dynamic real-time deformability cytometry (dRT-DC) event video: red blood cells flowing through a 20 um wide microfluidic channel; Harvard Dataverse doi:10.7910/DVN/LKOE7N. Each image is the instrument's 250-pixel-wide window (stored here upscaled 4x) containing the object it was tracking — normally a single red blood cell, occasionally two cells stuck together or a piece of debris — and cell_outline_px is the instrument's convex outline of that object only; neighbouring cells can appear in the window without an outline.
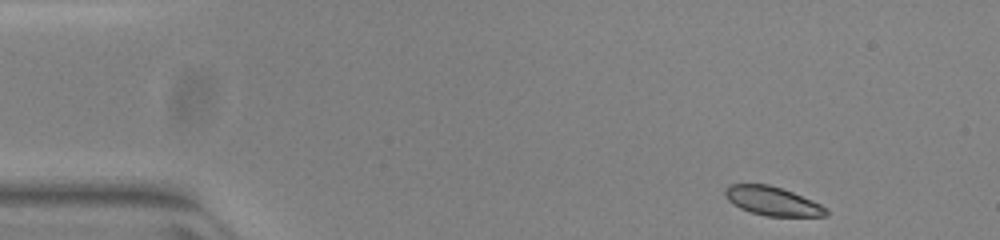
{"species": "common noctule bat (a hibernating species)", "species_latin": "Nyctalus noctula", "temperature_condition": "warm", "stored_images_in_passage": 48, "camera_frame_rate_fps": 3000, "um_per_image_px": 0.085, "animal": {"sex": "female", "body_mass_g": 23.0, "forearm_length_mm": 53.4}, "frame": {"image": 1, "passage_image": 1, "time_ms": 0.0, "image_size_px": [1000, 240], "cell_outline_px": [[828, 216], [764, 216], [740, 208], [732, 204], [724, 196], [724, 188], [728, 184], [768, 184], [792, 192], [812, 200], [828, 208]], "centroid_in_image_um": [65.63, 17.09], "position_along_channel_um": 19.4, "area_um2": 17.05}}
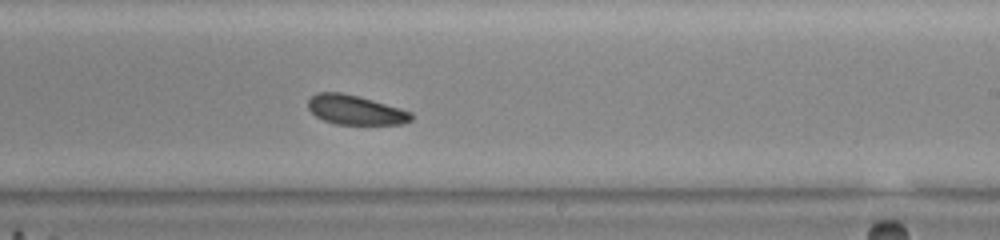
{"frame": {"image": 2, "passage_image": 27, "time_ms": 8.667, "image_size_px": [1000, 240], "cell_outline_px": [[412, 120], [404, 124], [336, 124], [324, 120], [316, 116], [308, 108], [308, 100], [316, 92], [340, 92], [372, 100], [400, 108], [412, 112]], "centroid_in_image_um": [30.21, 9.35], "position_along_channel_um": 258.8, "area_um2": 17.57}}
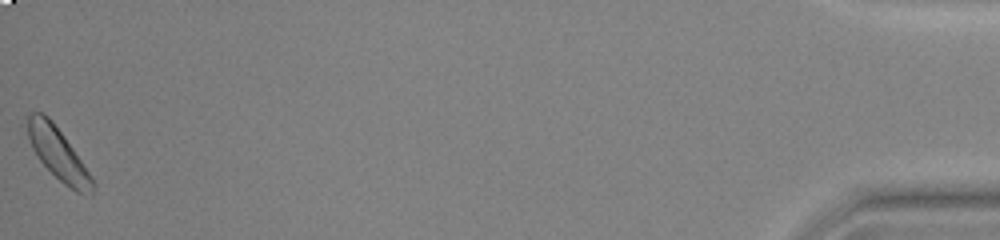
{"frame": {"image": 3, "passage_image": 48, "time_ms": 15.667, "image_size_px": [1000, 240], "cell_outline_px": [[92, 196], [76, 192], [64, 184], [36, 156], [32, 148], [28, 136], [28, 116], [32, 112], [40, 112], [48, 116], [64, 136], [92, 176]], "centroid_in_image_um": [4.93, 13.07], "position_along_channel_um": 430.3, "area_um2": 19.13}, "authors_computed_cell_mechanics": {"area_um2": 18.496, "velocity_mm_per_s": 3.8727, "shape_relaxation_time_tau1_ms": 1.1105, "shape_relaxation_time_tau2_ms": 6.6136, "deformation_change_tau1": 0.0779, "deformation_change_tau2": 0.1281}}